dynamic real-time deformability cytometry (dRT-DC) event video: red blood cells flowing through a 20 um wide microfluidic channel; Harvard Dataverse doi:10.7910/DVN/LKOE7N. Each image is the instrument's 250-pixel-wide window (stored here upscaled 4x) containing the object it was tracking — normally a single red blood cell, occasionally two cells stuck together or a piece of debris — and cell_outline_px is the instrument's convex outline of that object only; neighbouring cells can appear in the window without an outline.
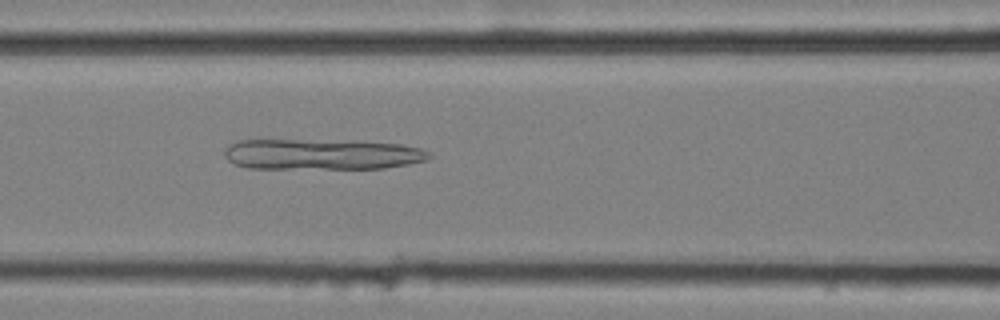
{"species": "common noctule bat (a hibernating species)", "species_latin": "Nyctalus noctula", "temperature_condition": "cold", "stored_images_in_passage": 41, "camera_frame_rate_fps": 3000, "um_per_image_px": 0.085, "animal": {"sex": "female", "body_mass_g": 25.1}, "frame": {"image": 1, "passage_image": 16, "time_ms": 5.0, "image_size_px": [1000, 320], "cell_outline_px": [[432, 156], [428, 160], [408, 164], [384, 168], [248, 168], [236, 164], [228, 160], [224, 156], [224, 148], [228, 144], [236, 140], [356, 140], [400, 144], [420, 148], [428, 152]], "centroid_in_image_um": [27.35, 13.1], "position_along_channel_um": 139.3, "area_um2": 36.99}}
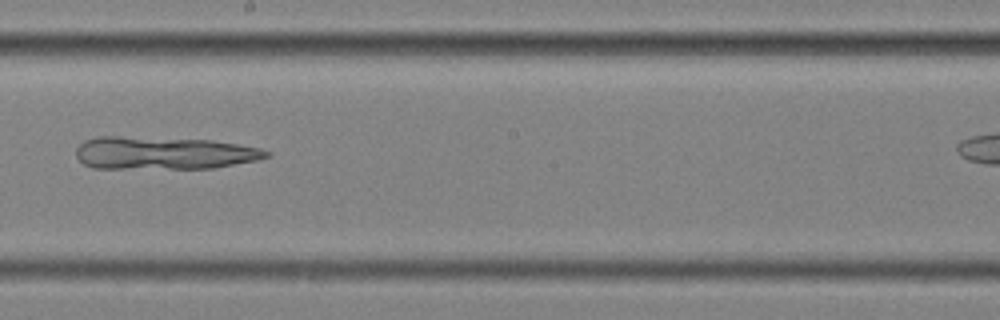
{"frame": {"image": 2, "passage_image": 24, "time_ms": 7.667, "image_size_px": [1000, 320], "cell_outline_px": [[272, 156], [256, 160], [212, 168], [92, 168], [84, 164], [76, 156], [76, 148], [84, 140], [96, 136], [116, 136], [212, 140], [260, 148], [272, 152]], "centroid_in_image_um": [13.9, 13.0], "position_along_channel_um": 234.3, "area_um2": 36.3}}
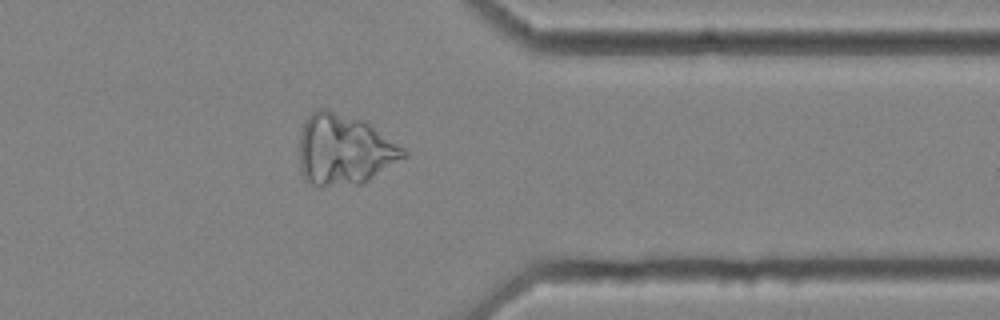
{"frame": {"image": 3, "passage_image": 37, "time_ms": 12.0, "image_size_px": [1000, 320], "cell_outline_px": [[408, 156], [368, 180], [360, 184], [324, 188], [320, 188], [308, 184], [304, 180], [300, 168], [300, 132], [308, 116], [312, 112], [320, 108], [328, 108], [364, 120], [404, 148], [408, 152]], "centroid_in_image_um": [29.24, 12.75], "position_along_channel_um": 382.2, "area_um2": 43.52}}